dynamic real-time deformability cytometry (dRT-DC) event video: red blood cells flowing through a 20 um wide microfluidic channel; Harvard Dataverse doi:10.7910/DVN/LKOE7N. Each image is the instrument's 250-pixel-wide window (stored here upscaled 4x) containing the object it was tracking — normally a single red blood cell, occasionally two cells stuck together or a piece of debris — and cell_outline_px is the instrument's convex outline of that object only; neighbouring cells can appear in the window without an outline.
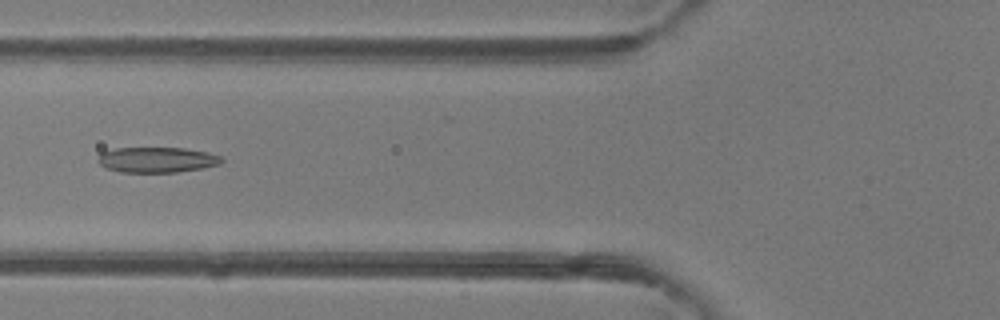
{"species": "common noctule bat (a hibernating species)", "species_latin": "Nyctalus noctula", "temperature_condition": "room temperature", "stored_images_in_passage": 5, "camera_frame_rate_fps": 3000, "um_per_image_px": 0.085, "animal": {"sex": "female"}, "frame": {"image": 1, "passage_image": 5, "time_ms": 1.333, "image_size_px": [1000, 320], "cell_outline_px": [[224, 160], [220, 164], [204, 168], [176, 172], [120, 172], [108, 168], [100, 164], [96, 160], [100, 152], [116, 148], [184, 148], [208, 152], [220, 156]], "centroid_in_image_um": [13.34, 13.58], "position_along_channel_um": 112.5, "area_um2": 18.38}}